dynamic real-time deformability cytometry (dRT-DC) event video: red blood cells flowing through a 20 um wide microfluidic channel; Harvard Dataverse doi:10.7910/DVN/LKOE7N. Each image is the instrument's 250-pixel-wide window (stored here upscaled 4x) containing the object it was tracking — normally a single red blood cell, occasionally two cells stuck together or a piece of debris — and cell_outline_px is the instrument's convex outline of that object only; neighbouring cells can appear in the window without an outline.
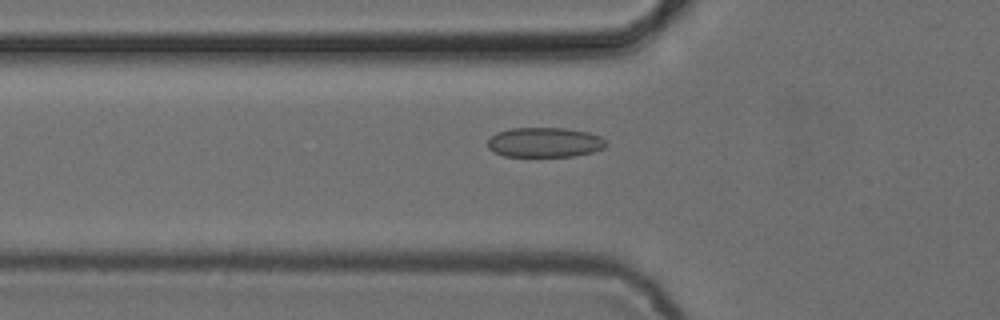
{"species": "common noctule bat (a hibernating species)", "species_latin": "Nyctalus noctula", "temperature_condition": "cold", "stored_images_in_passage": 51, "camera_frame_rate_fps": 3000, "um_per_image_px": 0.085, "animal": {"sex": "female", "body_mass_g": 24.6, "forearm_length_mm": 56.2}, "frame": {"image": 1, "passage_image": 18, "time_ms": 5.667, "image_size_px": [1000, 320], "cell_outline_px": [[608, 144], [604, 148], [592, 152], [572, 156], [504, 156], [492, 152], [488, 148], [488, 140], [496, 132], [512, 128], [564, 128], [588, 132], [600, 136], [608, 140]], "centroid_in_image_um": [46.31, 12.1], "position_along_channel_um": 79.5, "area_um2": 20.69}}
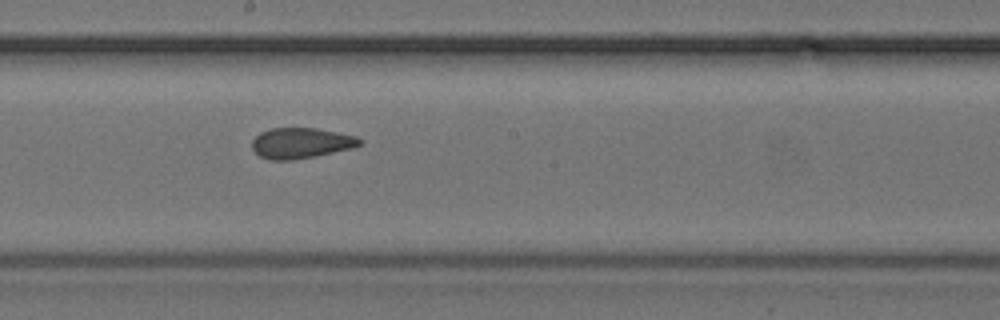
{"frame": {"image": 2, "passage_image": 29, "time_ms": 9.333, "image_size_px": [1000, 320], "cell_outline_px": [[364, 140], [360, 144], [352, 148], [316, 156], [292, 160], [268, 160], [260, 156], [252, 148], [252, 140], [260, 132], [272, 128], [316, 128], [356, 136]], "centroid_in_image_um": [25.58, 12.16], "position_along_channel_um": 222.6, "area_um2": 19.19}}
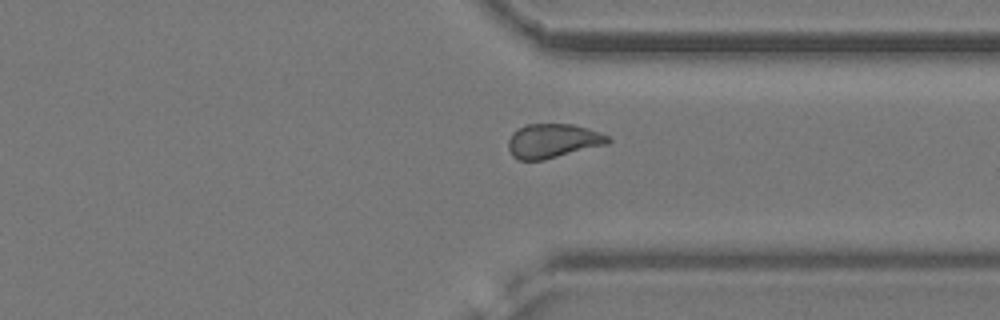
{"frame": {"image": 3, "passage_image": 40, "time_ms": 13.0, "image_size_px": [1000, 320], "cell_outline_px": [[612, 140], [608, 144], [544, 160], [520, 160], [512, 156], [508, 148], [508, 140], [512, 132], [528, 124], [572, 124], [588, 128], [600, 132], [608, 136]], "centroid_in_image_um": [47.0, 11.98], "position_along_channel_um": 364.4, "area_um2": 19.94}}